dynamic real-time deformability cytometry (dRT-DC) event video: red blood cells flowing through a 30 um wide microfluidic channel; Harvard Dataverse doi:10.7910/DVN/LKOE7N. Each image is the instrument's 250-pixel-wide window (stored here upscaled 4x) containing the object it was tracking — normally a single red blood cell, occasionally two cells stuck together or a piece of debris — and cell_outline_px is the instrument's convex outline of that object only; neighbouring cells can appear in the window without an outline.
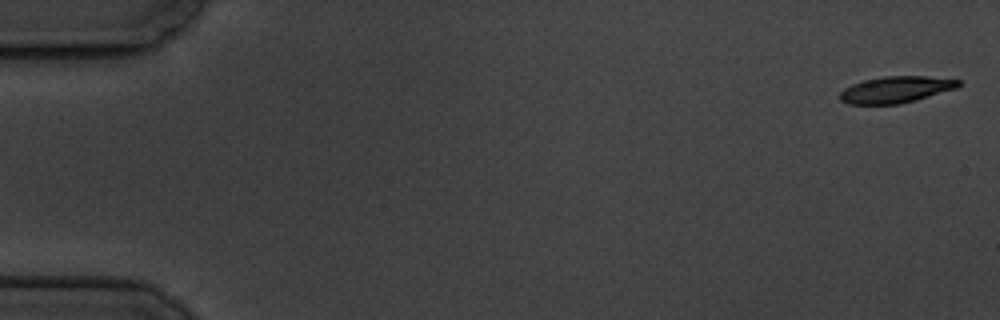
{"species": "common noctule bat (a hibernating species)", "species_latin": "Nyctalus noctula", "temperature_condition": "cold", "stored_images_in_passage": 6, "camera_frame_rate_fps": 3000, "um_per_image_px": 0.085, "animal": {"sex": "male", "body_mass_g": 19.5, "forearm_length_mm": 54.6}, "frame": {"image": 1, "passage_image": 1, "time_ms": 0.0, "image_size_px": [1000, 320], "cell_outline_px": [[960, 84], [956, 88], [916, 100], [900, 104], [848, 104], [840, 100], [840, 92], [844, 88], [852, 84], [864, 80], [884, 76], [928, 76], [960, 80]], "centroid_in_image_um": [76.13, 7.61], "position_along_channel_um": 8.9, "area_um2": 18.26}}
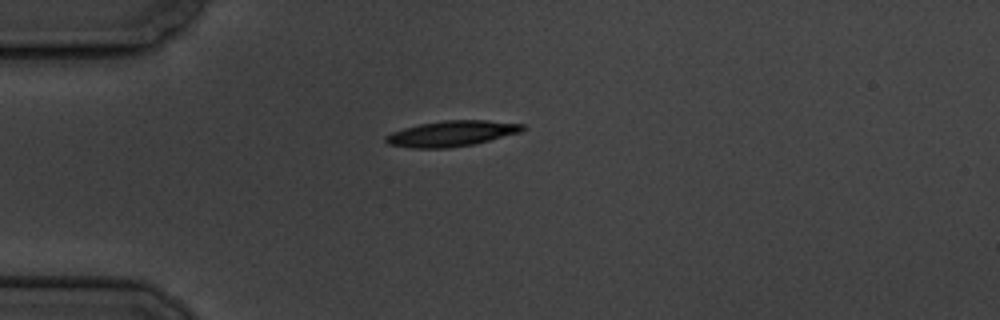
{"frame": {"image": 2, "passage_image": 5, "time_ms": 4.667, "image_size_px": [1000, 320], "cell_outline_px": [[528, 128], [520, 132], [472, 144], [448, 148], [412, 148], [388, 144], [384, 140], [384, 136], [392, 132], [404, 128], [420, 124], [444, 120], [488, 120], [524, 124]], "centroid_in_image_um": [38.38, 11.34], "position_along_channel_um": 46.6, "area_um2": 20.35}}